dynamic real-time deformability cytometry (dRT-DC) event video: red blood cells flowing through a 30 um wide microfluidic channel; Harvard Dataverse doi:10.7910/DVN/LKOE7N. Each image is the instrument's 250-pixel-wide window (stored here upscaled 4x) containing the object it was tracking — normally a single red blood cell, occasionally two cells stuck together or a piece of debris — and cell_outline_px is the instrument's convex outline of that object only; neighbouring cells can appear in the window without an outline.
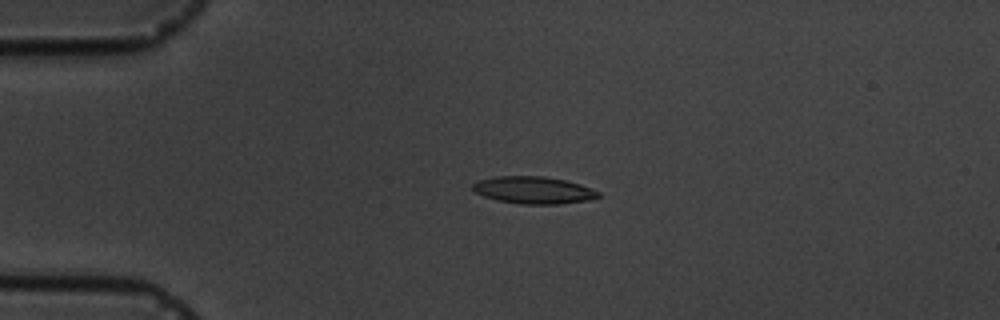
{"species": "common noctule bat (a hibernating species)", "species_latin": "Nyctalus noctula", "temperature_condition": "cold", "stored_images_in_passage": 6, "camera_frame_rate_fps": 3000, "um_per_image_px": 0.085, "animal": {"sex": "male", "body_mass_g": 19.5, "forearm_length_mm": 54.6}, "frame": {"image": 1, "passage_image": 4, "time_ms": 4.0, "image_size_px": [1000, 320], "cell_outline_px": [[600, 196], [588, 200], [556, 204], [520, 204], [496, 200], [484, 196], [476, 192], [472, 188], [472, 184], [476, 180], [496, 176], [544, 176], [564, 180], [580, 184], [600, 192]], "centroid_in_image_um": [45.31, 16.15], "position_along_channel_um": 39.7, "area_um2": 19.88}}
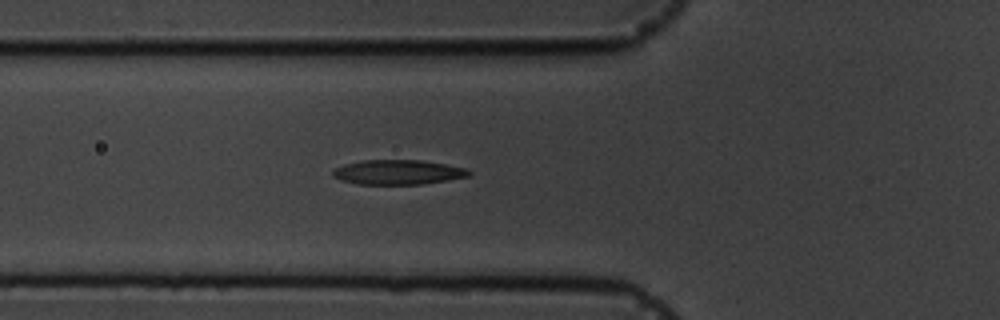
{"frame": {"image": 2, "passage_image": 6, "time_ms": 6.333, "image_size_px": [1000, 320], "cell_outline_px": [[472, 172], [468, 176], [448, 180], [424, 184], [356, 184], [340, 180], [332, 176], [332, 172], [336, 168], [344, 164], [364, 160], [420, 160], [468, 168]], "centroid_in_image_um": [33.83, 14.64], "position_along_channel_um": 92.0, "area_um2": 19.59}}